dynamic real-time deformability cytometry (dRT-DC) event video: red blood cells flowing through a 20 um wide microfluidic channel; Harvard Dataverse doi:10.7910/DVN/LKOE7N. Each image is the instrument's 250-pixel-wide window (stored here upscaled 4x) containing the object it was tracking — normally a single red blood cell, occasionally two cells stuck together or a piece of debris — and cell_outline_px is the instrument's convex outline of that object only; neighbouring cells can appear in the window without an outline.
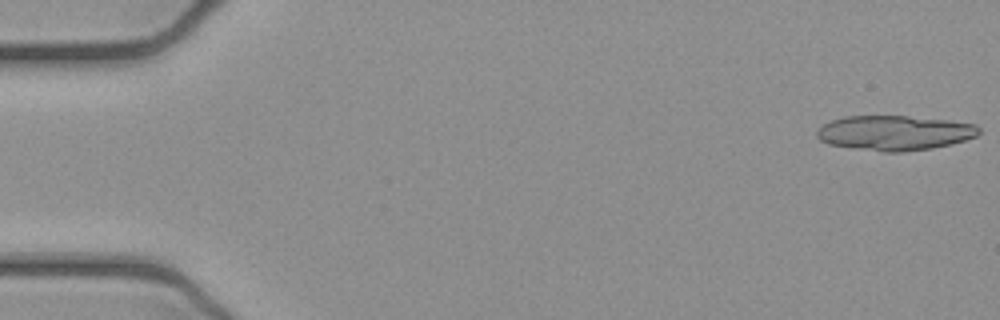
{"species": "common noctule bat (a hibernating species)", "species_latin": "Nyctalus noctula", "temperature_condition": "cold", "stored_images_in_passage": 15, "camera_frame_rate_fps": 3000, "um_per_image_px": 0.085, "animal": {"sex": "female", "body_mass_g": 21.9}, "frame": {"image": 1, "passage_image": 1, "time_ms": 0.0, "image_size_px": [1000, 320], "cell_outline_px": [[980, 132], [976, 136], [964, 140], [932, 148], [904, 152], [884, 152], [828, 144], [820, 140], [816, 136], [816, 132], [824, 124], [832, 120], [844, 116], [908, 116], [948, 120], [976, 124], [980, 128]], "centroid_in_image_um": [76.04, 11.29], "position_along_channel_um": 9.0, "area_um2": 32.77}}